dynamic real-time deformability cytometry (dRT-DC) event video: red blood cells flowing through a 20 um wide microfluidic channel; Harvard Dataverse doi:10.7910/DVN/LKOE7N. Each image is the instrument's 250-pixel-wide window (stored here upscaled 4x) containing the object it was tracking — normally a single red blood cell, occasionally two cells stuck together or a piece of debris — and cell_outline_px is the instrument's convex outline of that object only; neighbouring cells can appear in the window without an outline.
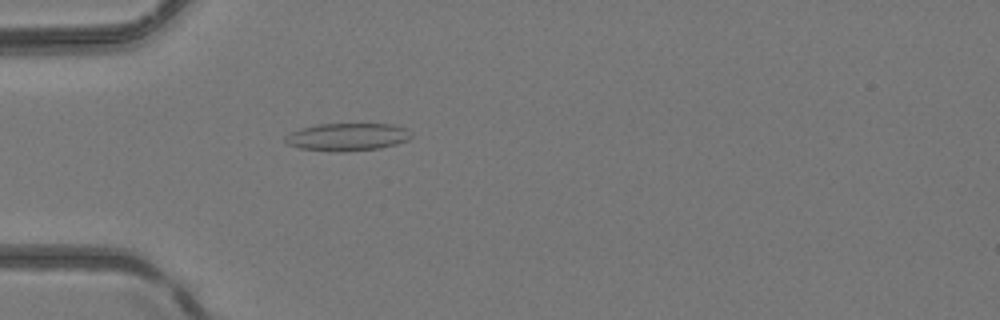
{"species": "common noctule bat (a hibernating species)", "species_latin": "Nyctalus noctula", "temperature_condition": "room temperature", "stored_images_in_passage": 37, "camera_frame_rate_fps": 3000, "um_per_image_px": 0.085, "animal": {"sex": "female", "body_mass_g": 24.6, "forearm_length_mm": 56.2}, "frame": {"image": 1, "passage_image": 2, "time_ms": 0.333, "image_size_px": [1000, 320], "cell_outline_px": [[412, 136], [408, 140], [396, 144], [380, 148], [344, 152], [340, 152], [300, 148], [288, 144], [284, 140], [284, 136], [300, 128], [320, 124], [392, 124], [404, 128], [412, 132]], "centroid_in_image_um": [29.54, 11.64], "position_along_channel_um": 55.5, "area_um2": 20.29}}
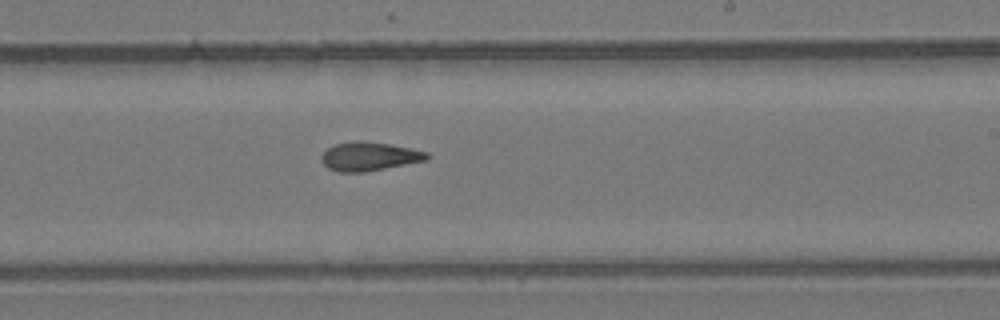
{"frame": {"image": 2, "passage_image": 17, "time_ms": 5.333, "image_size_px": [1000, 320], "cell_outline_px": [[432, 156], [428, 160], [364, 172], [336, 172], [328, 168], [324, 164], [320, 156], [328, 148], [336, 144], [356, 140], [360, 140], [388, 144], [412, 148], [428, 152]], "centroid_in_image_um": [31.42, 13.29], "position_along_channel_um": 257.6, "area_um2": 17.74}}
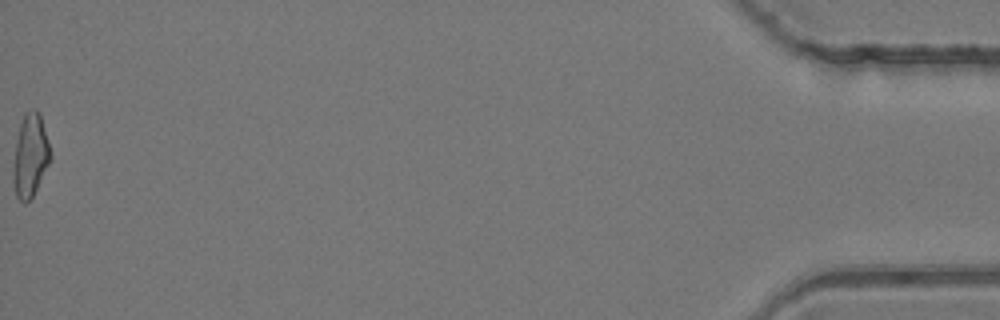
{"frame": {"image": 3, "passage_image": 37, "time_ms": 12.0, "image_size_px": [1000, 320], "cell_outline_px": [[52, 156], [32, 196], [24, 204], [16, 196], [12, 180], [12, 172], [16, 140], [20, 124], [24, 112], [32, 108], [36, 108], [40, 112]], "centroid_in_image_um": [2.55, 13.17], "position_along_channel_um": 432.6, "area_um2": 17.98}, "authors_computed_cell_mechanics": {"area_um2": 17.5134, "velocity_mm_per_s": 4.1992, "shape_relaxation_time_tau1_ms": null, "shape_relaxation_time_tau2_ms": 2.7788, "deformation_change_tau1": null, "deformation_change_tau2": 0.117}}